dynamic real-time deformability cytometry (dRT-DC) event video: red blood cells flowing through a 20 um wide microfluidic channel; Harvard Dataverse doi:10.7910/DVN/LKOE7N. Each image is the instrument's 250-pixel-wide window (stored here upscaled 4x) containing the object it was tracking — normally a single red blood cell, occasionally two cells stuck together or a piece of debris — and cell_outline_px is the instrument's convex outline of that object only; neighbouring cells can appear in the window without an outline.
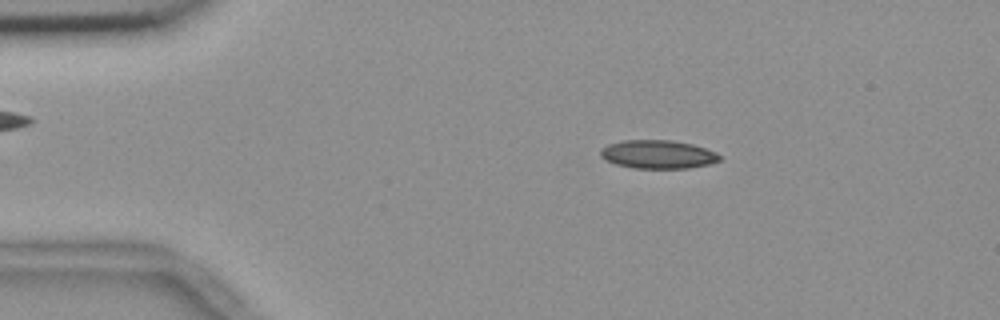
{"species": "common noctule bat (a hibernating species)", "species_latin": "Nyctalus noctula", "temperature_condition": "room temperature", "stored_images_in_passage": 54, "camera_frame_rate_fps": 3000, "um_per_image_px": 0.085, "animal": {"sex": "female", "body_mass_g": 18.4}, "frame": {"image": 1, "passage_image": 9, "time_ms": 2.667, "image_size_px": [1000, 320], "cell_outline_px": [[720, 160], [708, 164], [688, 168], [632, 168], [616, 164], [600, 156], [600, 148], [608, 144], [624, 140], [672, 140], [692, 144], [716, 152], [720, 156]], "centroid_in_image_um": [55.9, 13.11], "position_along_channel_um": 29.1, "area_um2": 19.65}}
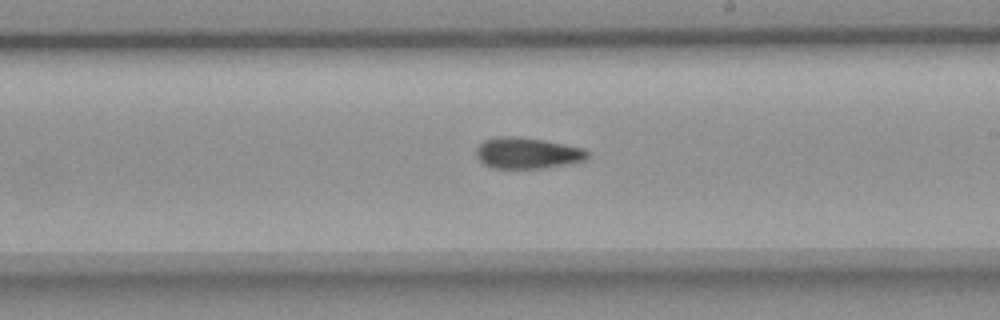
{"frame": {"image": 2, "passage_image": 31, "time_ms": 10.0, "image_size_px": [1000, 320], "cell_outline_px": [[588, 156], [584, 160], [544, 168], [492, 168], [484, 164], [476, 156], [476, 148], [484, 140], [496, 136], [512, 136], [544, 140], [584, 148], [588, 152]], "centroid_in_image_um": [44.78, 13.0], "position_along_channel_um": 244.2, "area_um2": 20.06}}
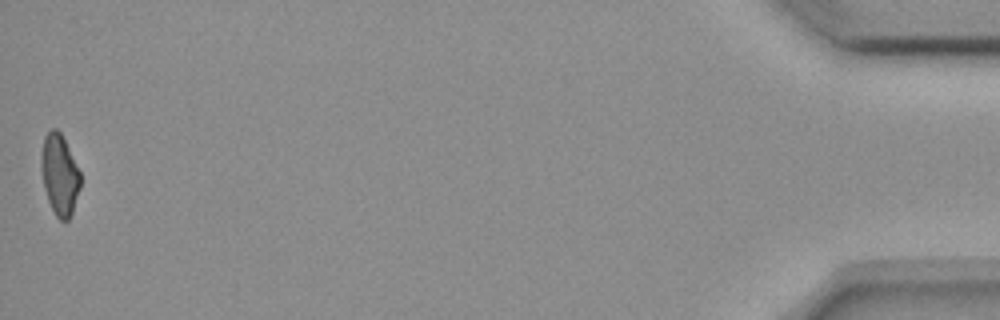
{"frame": {"image": 3, "passage_image": 54, "time_ms": 17.667, "image_size_px": [1000, 320], "cell_outline_px": [[80, 188], [72, 212], [68, 220], [60, 220], [56, 216], [48, 200], [44, 188], [40, 168], [40, 156], [44, 136], [52, 128], [56, 128], [60, 132], [80, 172]], "centroid_in_image_um": [5.04, 14.84], "position_along_channel_um": 430.2, "area_um2": 18.32}, "authors_computed_cell_mechanics": {"area_um2": 19.6231, "velocity_mm_per_s": 3.6772, "shape_relaxation_time_tau1_ms": null, "shape_relaxation_time_tau2_ms": 6.8857, "deformation_change_tau1": null, "deformation_change_tau2": 0.1472}}